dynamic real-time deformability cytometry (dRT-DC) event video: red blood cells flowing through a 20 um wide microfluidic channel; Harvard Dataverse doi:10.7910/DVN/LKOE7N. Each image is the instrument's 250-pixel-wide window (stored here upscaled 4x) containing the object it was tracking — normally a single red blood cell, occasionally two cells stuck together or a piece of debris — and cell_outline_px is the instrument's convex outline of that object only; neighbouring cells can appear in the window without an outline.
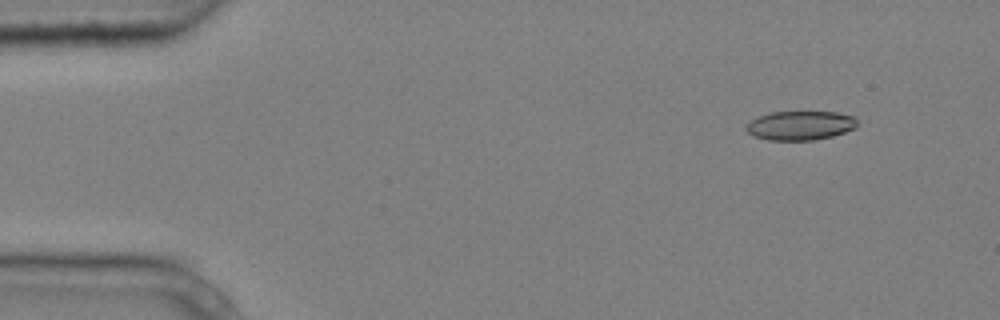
{"species": "common noctule bat (a hibernating species)", "species_latin": "Nyctalus noctula", "temperature_condition": "cold", "stored_images_in_passage": 3, "camera_frame_rate_fps": 3000, "um_per_image_px": 0.085, "animal": {"sex": "male", "body_mass_g": 20.4}, "frame": {"image": 1, "passage_image": 1, "time_ms": 0.0, "image_size_px": [1000, 320], "cell_outline_px": [[856, 128], [832, 136], [812, 140], [768, 140], [756, 136], [748, 132], [744, 128], [748, 120], [772, 112], [836, 112], [856, 116]], "centroid_in_image_um": [68.01, 10.66], "position_along_channel_um": 17.0, "area_um2": 18.84}}
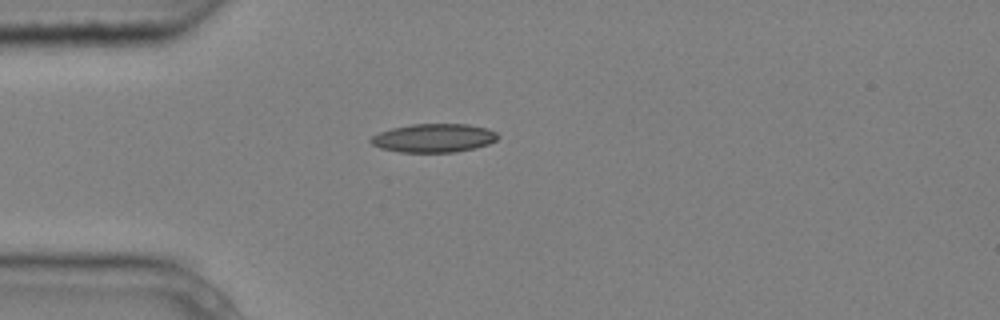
{"frame": {"image": 2, "passage_image": 3, "time_ms": 0.667, "image_size_px": [1000, 320], "cell_outline_px": [[500, 136], [496, 140], [488, 144], [476, 148], [456, 152], [400, 152], [380, 148], [372, 144], [368, 140], [372, 136], [380, 132], [392, 128], [412, 124], [468, 124], [488, 128], [496, 132]], "centroid_in_image_um": [36.89, 11.73], "position_along_channel_um": 48.1, "area_um2": 21.27}}